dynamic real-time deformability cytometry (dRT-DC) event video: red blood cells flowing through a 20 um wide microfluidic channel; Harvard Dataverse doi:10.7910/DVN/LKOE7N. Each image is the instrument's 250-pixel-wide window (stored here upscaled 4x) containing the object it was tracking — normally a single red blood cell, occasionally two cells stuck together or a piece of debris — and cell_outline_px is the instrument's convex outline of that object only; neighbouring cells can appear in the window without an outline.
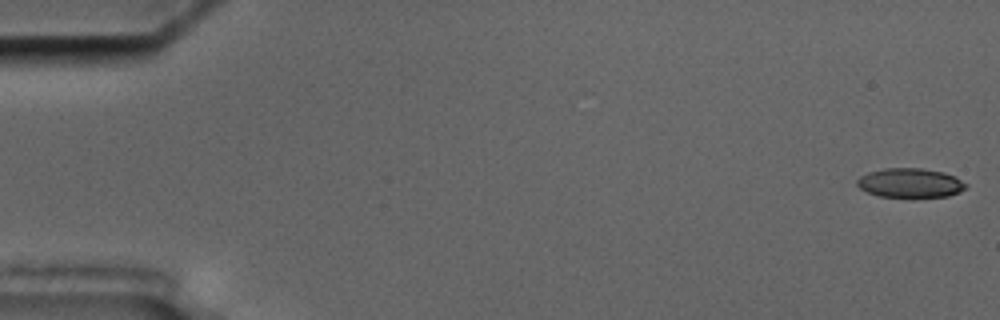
{"species": "common noctule bat (a hibernating species)", "species_latin": "Nyctalus noctula", "temperature_condition": "cold", "stored_images_in_passage": 13, "camera_frame_rate_fps": 3000, "um_per_image_px": 0.085, "animal": {"sex": "male", "body_mass_g": 17.5, "forearm_length_mm": 52.3}, "frame": {"image": 1, "passage_image": 1, "time_ms": 0.0, "image_size_px": [1000, 320], "cell_outline_px": [[968, 188], [960, 192], [948, 196], [880, 196], [868, 192], [860, 188], [856, 184], [856, 180], [860, 176], [868, 172], [884, 168], [920, 168], [944, 172], [956, 176], [968, 184]], "centroid_in_image_um": [77.4, 15.53], "position_along_channel_um": 7.6, "area_um2": 18.55}}